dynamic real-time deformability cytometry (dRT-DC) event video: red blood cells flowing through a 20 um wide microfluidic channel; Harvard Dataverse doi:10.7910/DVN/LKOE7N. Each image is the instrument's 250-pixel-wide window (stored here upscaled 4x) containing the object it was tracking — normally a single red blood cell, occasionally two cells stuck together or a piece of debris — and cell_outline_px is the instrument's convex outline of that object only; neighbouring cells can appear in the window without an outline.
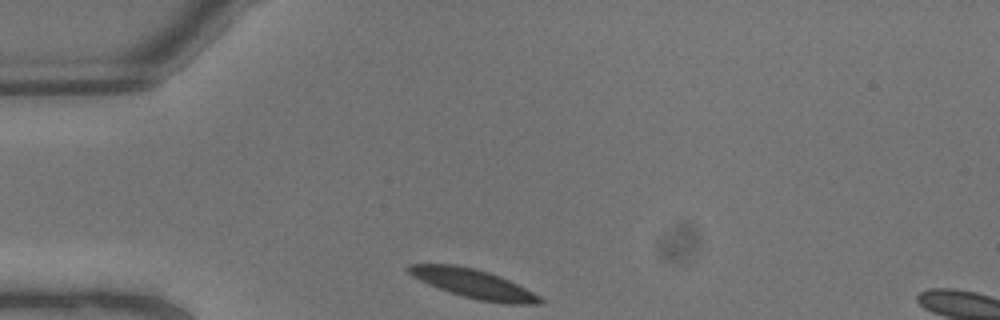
{"species": "common noctule bat (a hibernating species)", "species_latin": "Nyctalus noctula", "temperature_condition": "warm", "stored_images_in_passage": 3, "segment_of_instrument_passage": [1, 2], "camera_frame_rate_fps": 3000, "um_per_image_px": 0.085, "animal": {"sex": "male", "body_mass_g": 13.3}, "frame": {"image": 1, "passage_image": 1, "time_ms": 0.0, "image_size_px": [1000, 320], "cell_outline_px": [[544, 304], [504, 304], [480, 300], [464, 296], [428, 284], [412, 276], [404, 268], [408, 264], [452, 264], [476, 268], [500, 276], [540, 296], [544, 300]], "centroid_in_image_um": [40.24, 24.11], "position_along_channel_um": 44.8, "area_um2": 22.02}}